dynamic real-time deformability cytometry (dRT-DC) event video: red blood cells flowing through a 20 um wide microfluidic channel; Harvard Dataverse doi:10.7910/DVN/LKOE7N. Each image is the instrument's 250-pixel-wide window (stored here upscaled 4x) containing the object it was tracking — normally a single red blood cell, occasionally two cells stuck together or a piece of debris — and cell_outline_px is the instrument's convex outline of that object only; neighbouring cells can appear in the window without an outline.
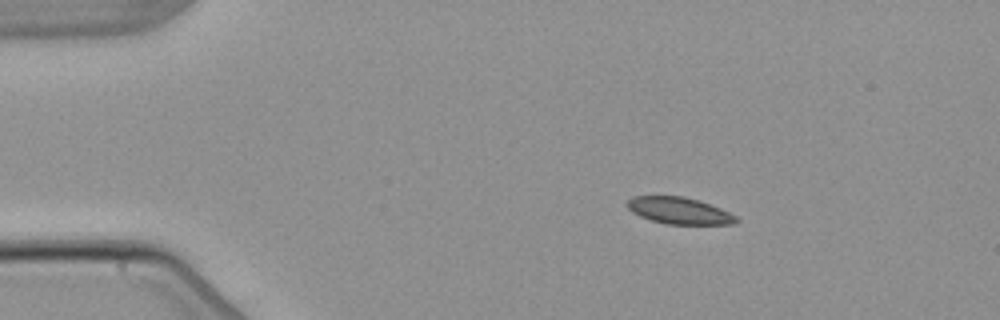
{"species": "common noctule bat (a hibernating species)", "species_latin": "Nyctalus noctula", "temperature_condition": "warm", "stored_images_in_passage": 3, "camera_frame_rate_fps": 3000, "um_per_image_px": 0.085, "animal": {"sex": "male", "body_mass_g": 21.5, "forearm_length_mm": 52.0}, "frame": {"image": 1, "passage_image": 1, "time_ms": 0.0, "image_size_px": [1000, 320], "cell_outline_px": [[740, 220], [736, 224], [668, 224], [652, 220], [640, 216], [632, 212], [624, 204], [632, 196], [684, 196], [720, 208], [736, 216]], "centroid_in_image_um": [57.71, 17.91], "position_along_channel_um": 27.3, "area_um2": 16.88}}